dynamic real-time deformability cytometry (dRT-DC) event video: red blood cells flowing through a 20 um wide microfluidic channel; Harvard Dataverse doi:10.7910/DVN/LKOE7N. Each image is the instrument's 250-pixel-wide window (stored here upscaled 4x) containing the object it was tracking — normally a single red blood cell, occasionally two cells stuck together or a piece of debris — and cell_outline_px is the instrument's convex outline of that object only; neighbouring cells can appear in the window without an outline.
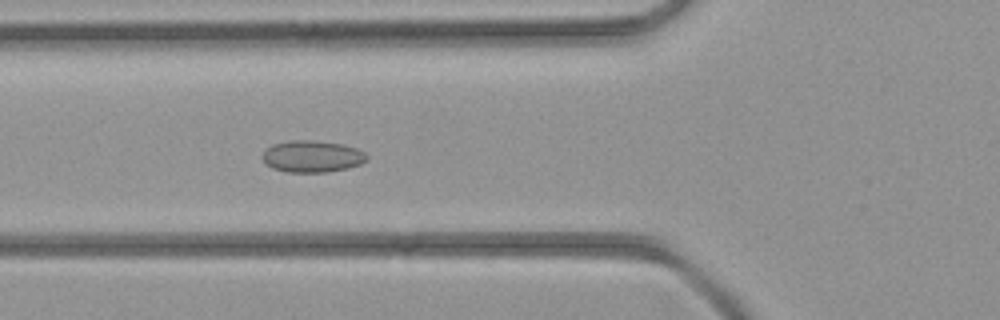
{"species": "common noctule bat (a hibernating species)", "species_latin": "Nyctalus noctula", "temperature_condition": "room temperature", "stored_images_in_passage": 37, "camera_frame_rate_fps": 3000, "um_per_image_px": 0.085, "animal": {"sex": "female", "body_mass_g": 21.9}, "frame": {"image": 1, "passage_image": 9, "time_ms": 2.667, "image_size_px": [1000, 320], "cell_outline_px": [[368, 160], [360, 164], [348, 168], [328, 172], [284, 172], [272, 168], [260, 156], [264, 148], [272, 144], [288, 140], [312, 140], [340, 144], [356, 148], [364, 152], [368, 156]], "centroid_in_image_um": [26.49, 13.29], "position_along_channel_um": 99.3, "area_um2": 19.54}}
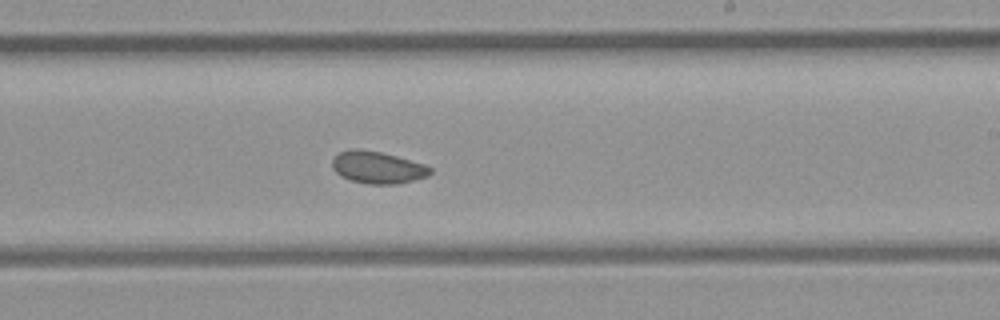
{"frame": {"image": 2, "passage_image": 19, "time_ms": 6.0, "image_size_px": [1000, 320], "cell_outline_px": [[432, 172], [428, 176], [396, 184], [368, 184], [352, 180], [340, 176], [332, 168], [332, 160], [336, 152], [352, 148], [360, 148], [380, 152], [396, 156], [424, 164], [432, 168]], "centroid_in_image_um": [32.05, 14.21], "position_along_channel_um": 256.9, "area_um2": 18.44}}
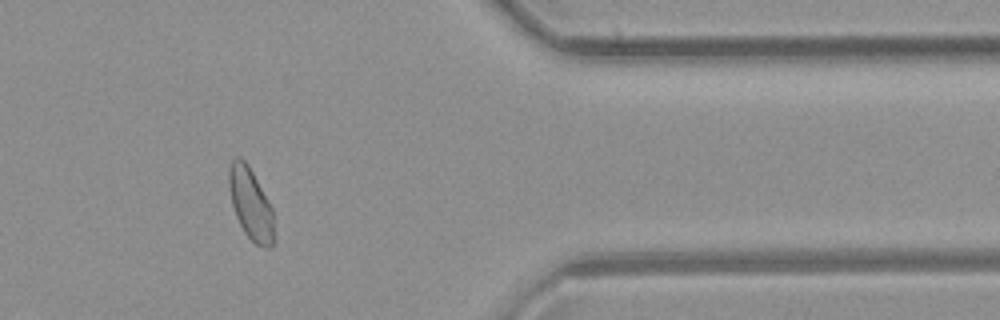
{"frame": {"image": 3, "passage_image": 29, "time_ms": 9.333, "image_size_px": [1000, 320], "cell_outline_px": [[276, 236], [272, 248], [268, 248], [256, 244], [244, 232], [236, 216], [232, 204], [228, 184], [228, 168], [232, 160], [236, 156], [240, 156], [248, 164], [268, 200], [272, 208]], "centroid_in_image_um": [21.32, 17.34], "position_along_channel_um": 390.1, "area_um2": 19.07}}